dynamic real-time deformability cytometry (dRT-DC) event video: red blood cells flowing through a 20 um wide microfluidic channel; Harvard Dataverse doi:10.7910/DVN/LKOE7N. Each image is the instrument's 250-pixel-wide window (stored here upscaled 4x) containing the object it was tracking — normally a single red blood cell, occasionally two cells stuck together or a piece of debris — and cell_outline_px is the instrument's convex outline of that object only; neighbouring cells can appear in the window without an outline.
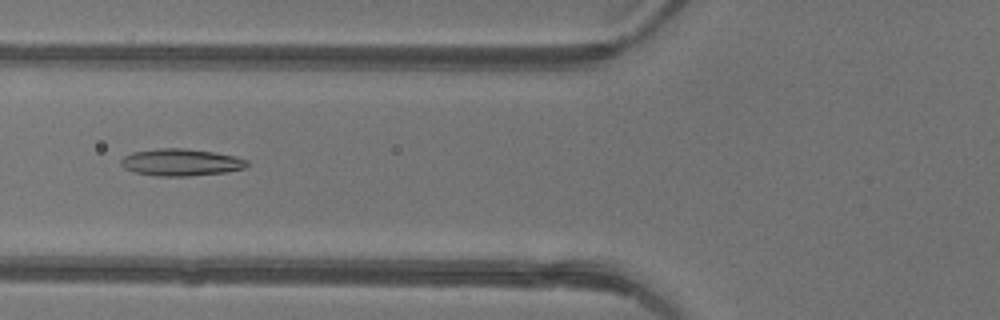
{"species": "common noctule bat (a hibernating species)", "species_latin": "Nyctalus noctula", "temperature_condition": "warm", "stored_images_in_passage": 44, "camera_frame_rate_fps": 3000, "um_per_image_px": 0.085, "animal": {"sex": "female"}, "frame": {"image": 1, "passage_image": 16, "time_ms": 5.0, "image_size_px": [1000, 320], "cell_outline_px": [[248, 164], [244, 168], [224, 172], [188, 176], [156, 176], [132, 172], [124, 168], [120, 164], [120, 160], [124, 156], [132, 152], [160, 148], [184, 148], [212, 152], [232, 156], [248, 160]], "centroid_in_image_um": [15.31, 13.8], "position_along_channel_um": 110.5, "area_um2": 19.77}}
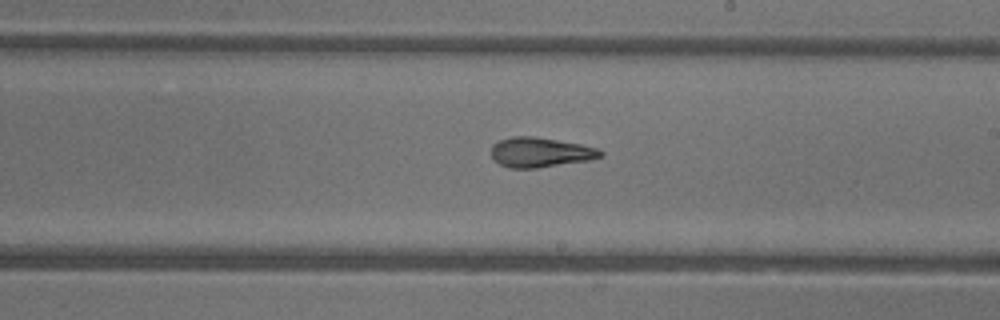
{"frame": {"image": 2, "passage_image": 25, "time_ms": 8.0, "image_size_px": [1000, 320], "cell_outline_px": [[604, 152], [600, 156], [588, 160], [536, 168], [508, 168], [500, 164], [492, 156], [492, 144], [500, 140], [512, 136], [532, 136], [580, 144], [600, 148]], "centroid_in_image_um": [45.92, 12.94], "position_along_channel_um": 243.1, "area_um2": 18.79}}
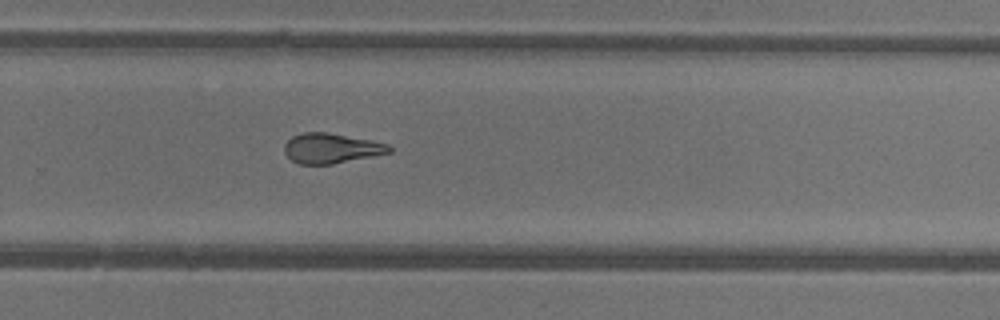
{"frame": {"image": 3, "passage_image": 29, "time_ms": 9.333, "image_size_px": [1000, 320], "cell_outline_px": [[392, 152], [376, 156], [332, 164], [300, 164], [292, 160], [284, 152], [284, 144], [292, 136], [304, 132], [328, 132], [388, 144], [392, 148]], "centroid_in_image_um": [28.16, 12.61], "position_along_channel_um": 301.6, "area_um2": 18.32}, "authors_computed_cell_mechanics": {"area_um2": 19.8254, "velocity_mm_per_s": 4.4126, "shape_relaxation_time_tau1_ms": null, "shape_relaxation_time_tau2_ms": 2.4457, "deformation_change_tau1": null, "deformation_change_tau2": 0.1195}}